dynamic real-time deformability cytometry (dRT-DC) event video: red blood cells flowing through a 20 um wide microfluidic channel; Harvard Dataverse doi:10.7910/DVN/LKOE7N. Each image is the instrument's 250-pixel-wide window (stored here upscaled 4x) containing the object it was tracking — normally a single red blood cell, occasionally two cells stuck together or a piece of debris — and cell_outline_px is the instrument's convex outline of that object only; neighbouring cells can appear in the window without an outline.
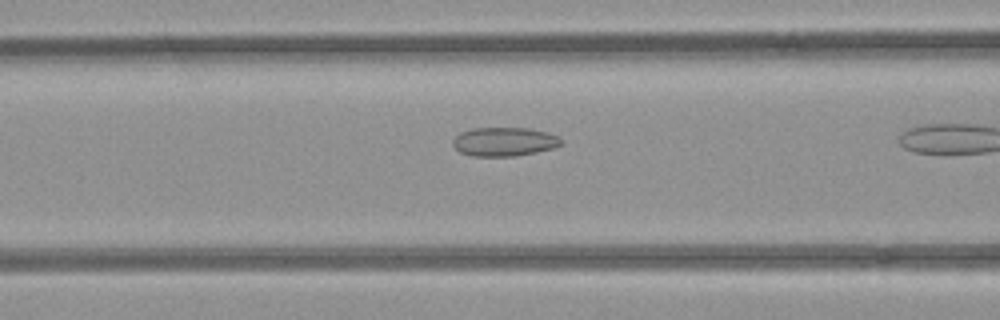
{"species": "common noctule bat (a hibernating species)", "species_latin": "Nyctalus noctula", "temperature_condition": "room temperature", "stored_images_in_passage": 17, "camera_frame_rate_fps": 3000, "um_per_image_px": 0.085, "animal": {"sex": "female", "body_mass_g": 21.9}, "frame": {"image": 1, "passage_image": 15, "time_ms": 4.667, "image_size_px": [1000, 320], "cell_outline_px": [[564, 144], [552, 148], [536, 152], [516, 156], [472, 156], [460, 152], [452, 144], [452, 140], [460, 132], [472, 128], [528, 128], [548, 132], [560, 136], [564, 140]], "centroid_in_image_um": [42.9, 12.04], "position_along_channel_um": 123.7, "area_um2": 18.44}}